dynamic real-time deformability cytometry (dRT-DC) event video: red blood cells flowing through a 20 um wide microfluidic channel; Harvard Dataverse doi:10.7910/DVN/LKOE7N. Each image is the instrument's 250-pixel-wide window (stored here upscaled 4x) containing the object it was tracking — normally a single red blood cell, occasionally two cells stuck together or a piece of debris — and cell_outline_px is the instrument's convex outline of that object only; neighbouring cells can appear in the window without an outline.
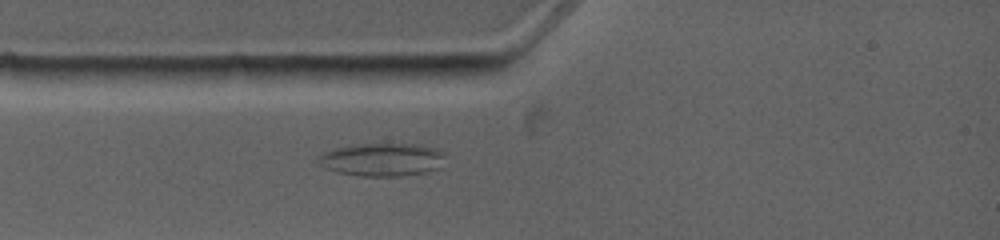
{"species": "common noctule bat (a hibernating species)", "species_latin": "Nyctalus noctula", "temperature_condition": "warm", "stored_images_in_passage": 1, "camera_frame_rate_fps": 4500, "um_per_image_px": 0.085, "animal": {"sex": "female", "body_mass_g": 19.0, "forearm_length_mm": 53.3}, "frame": {"image": 1, "passage_image": 1, "time_ms": 0.0, "image_size_px": [1000, 240], "cell_outline_px": [[444, 168], [428, 172], [400, 176], [360, 176], [336, 172], [324, 168], [316, 160], [316, 156], [324, 152], [336, 148], [352, 144], [412, 144], [436, 148], [444, 152]], "centroid_in_image_um": [32.5, 13.57], "position_along_channel_um": 52.5, "area_um2": 24.91}}